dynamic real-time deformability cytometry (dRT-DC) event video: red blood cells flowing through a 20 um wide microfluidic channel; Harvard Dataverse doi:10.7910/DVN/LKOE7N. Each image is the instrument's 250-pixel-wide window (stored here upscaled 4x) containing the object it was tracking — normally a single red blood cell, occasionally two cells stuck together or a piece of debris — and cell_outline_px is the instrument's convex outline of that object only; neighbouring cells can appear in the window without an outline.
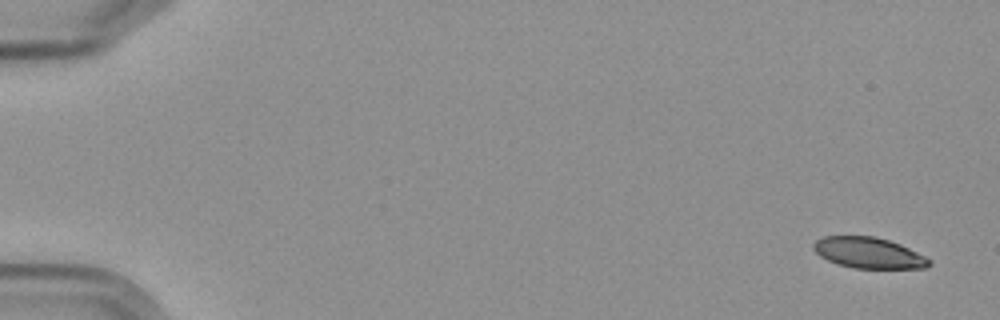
{"species": "Egyptian fruit bat (a non-hibernating species)", "species_latin": "Rousettus aegyptiacus", "temperature_condition": "cold", "stored_images_in_passage": 5, "camera_frame_rate_fps": 3000, "um_per_image_px": 0.085, "frame": {"image": 1, "passage_image": 1, "time_ms": 0.0, "image_size_px": [1000, 320], "cell_outline_px": [[932, 264], [924, 268], [852, 268], [836, 264], [820, 256], [812, 248], [812, 244], [816, 240], [824, 236], [876, 236], [900, 244], [932, 260]], "centroid_in_image_um": [73.81, 21.49], "position_along_channel_um": 11.2, "area_um2": 20.87}}
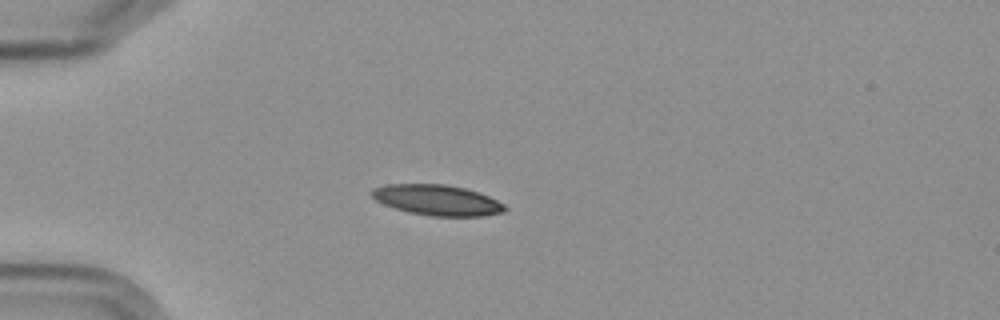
{"frame": {"image": 2, "passage_image": 5, "time_ms": 4.667, "image_size_px": [1000, 320], "cell_outline_px": [[508, 208], [504, 212], [484, 216], [432, 216], [408, 212], [384, 204], [376, 200], [368, 192], [372, 188], [388, 184], [444, 184], [464, 188], [488, 196], [504, 204]], "centroid_in_image_um": [37.15, 17.01], "position_along_channel_um": 47.9, "area_um2": 23.64}}